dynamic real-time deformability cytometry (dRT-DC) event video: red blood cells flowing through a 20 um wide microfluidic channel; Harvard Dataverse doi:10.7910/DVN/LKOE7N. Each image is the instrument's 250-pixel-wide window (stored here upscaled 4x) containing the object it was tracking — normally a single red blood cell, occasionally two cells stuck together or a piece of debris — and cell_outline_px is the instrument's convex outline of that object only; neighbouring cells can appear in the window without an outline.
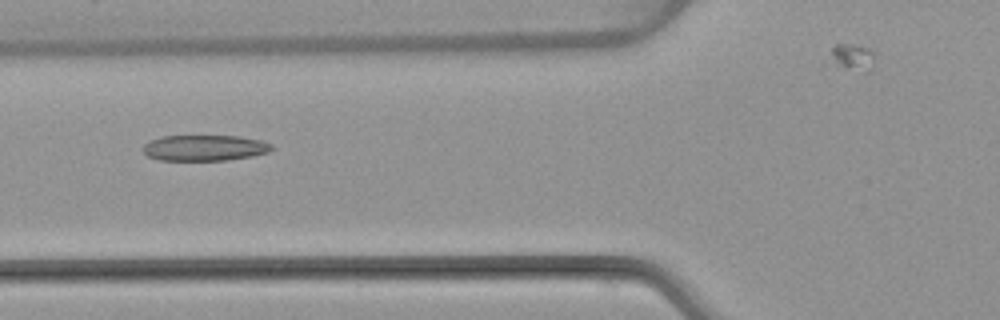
{"species": "common noctule bat (a hibernating species)", "species_latin": "Nyctalus noctula", "temperature_condition": "warm", "stored_images_in_passage": 3, "camera_frame_rate_fps": 3000, "um_per_image_px": 0.085, "animal": {"sex": "female", "body_mass_g": 22.7, "forearm_length_mm": 54.2}, "frame": {"image": 1, "passage_image": 2, "time_ms": 1.0, "image_size_px": [1000, 320], "cell_outline_px": [[272, 148], [268, 152], [252, 156], [228, 160], [160, 160], [148, 156], [144, 152], [144, 144], [148, 140], [160, 136], [240, 136], [260, 140], [272, 144]], "centroid_in_image_um": [17.37, 12.56], "position_along_channel_um": 108.4, "area_um2": 19.36}}